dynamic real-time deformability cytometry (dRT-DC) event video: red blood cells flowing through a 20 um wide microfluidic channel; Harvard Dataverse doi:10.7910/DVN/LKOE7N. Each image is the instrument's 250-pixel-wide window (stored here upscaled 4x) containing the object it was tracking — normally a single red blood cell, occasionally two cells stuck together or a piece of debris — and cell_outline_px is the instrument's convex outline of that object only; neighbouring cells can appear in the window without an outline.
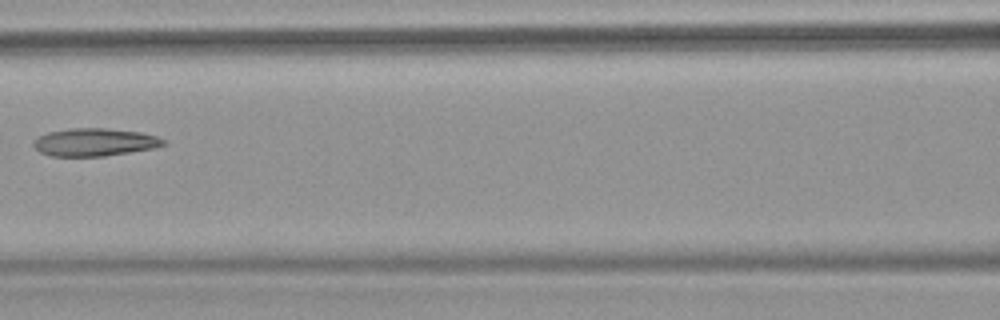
{"species": "common noctule bat (a hibernating species)", "species_latin": "Nyctalus noctula", "temperature_condition": "warm", "stored_images_in_passage": 5, "camera_frame_rate_fps": 3000, "um_per_image_px": 0.085, "animal": {"sex": "female", "body_mass_g": 18.4}, "frame": {"image": 1, "passage_image": 4, "time_ms": 4.667, "image_size_px": [1000, 320], "cell_outline_px": [[168, 144], [152, 148], [104, 156], [52, 156], [40, 152], [32, 144], [40, 136], [48, 132], [72, 128], [104, 128], [140, 132], [156, 136], [164, 140]], "centroid_in_image_um": [8.05, 12.08], "position_along_channel_um": 158.6, "area_um2": 20.75}}
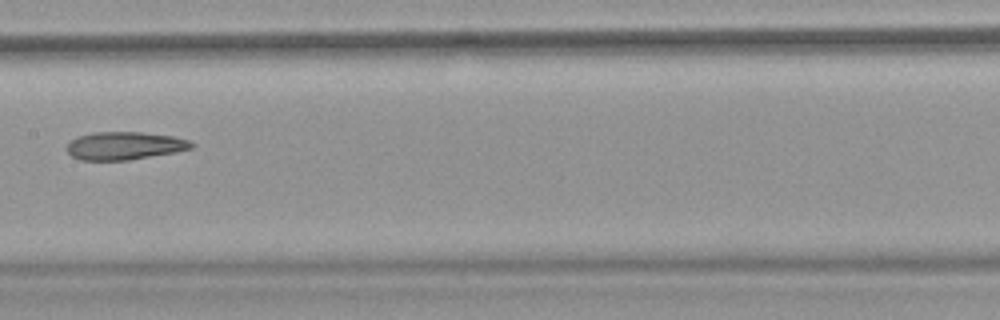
{"frame": {"image": 2, "passage_image": 5, "time_ms": 5.667, "image_size_px": [1000, 320], "cell_outline_px": [[196, 144], [192, 148], [176, 152], [128, 160], [80, 160], [72, 156], [64, 148], [76, 136], [92, 132], [140, 132], [172, 136], [188, 140]], "centroid_in_image_um": [10.56, 12.38], "position_along_channel_um": 196.8, "area_um2": 20.35}}